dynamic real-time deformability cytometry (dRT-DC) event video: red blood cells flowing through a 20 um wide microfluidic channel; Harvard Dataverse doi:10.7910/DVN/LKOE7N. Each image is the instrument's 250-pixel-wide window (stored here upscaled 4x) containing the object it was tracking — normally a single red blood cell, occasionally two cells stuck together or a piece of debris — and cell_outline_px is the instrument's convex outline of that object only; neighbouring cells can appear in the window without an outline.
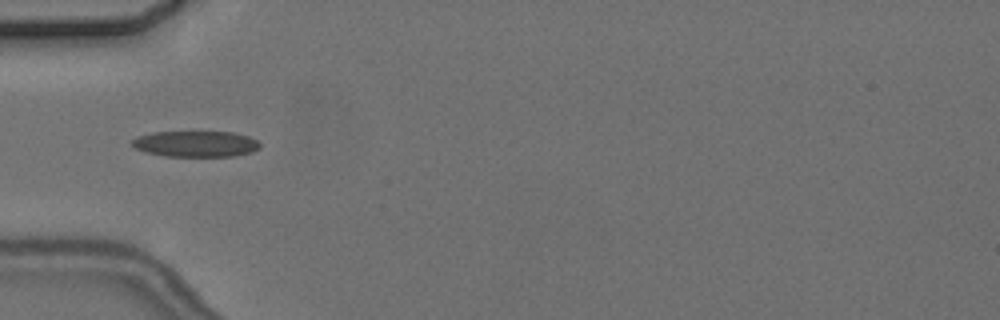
{"species": "common noctule bat (a hibernating species)", "species_latin": "Nyctalus noctula", "temperature_condition": "cold", "stored_images_in_passage": 8, "camera_frame_rate_fps": 3000, "um_per_image_px": 0.085, "animal": {"sex": "female", "body_mass_g": 24.6, "forearm_length_mm": 56.2}, "frame": {"image": 1, "passage_image": 6, "time_ms": 6.667, "image_size_px": [1000, 320], "cell_outline_px": [[260, 148], [252, 152], [232, 156], [164, 156], [144, 152], [136, 148], [132, 144], [132, 140], [136, 136], [152, 132], [232, 132], [248, 136], [256, 140], [260, 144]], "centroid_in_image_um": [16.62, 12.23], "position_along_channel_um": 68.4, "area_um2": 19.36}}
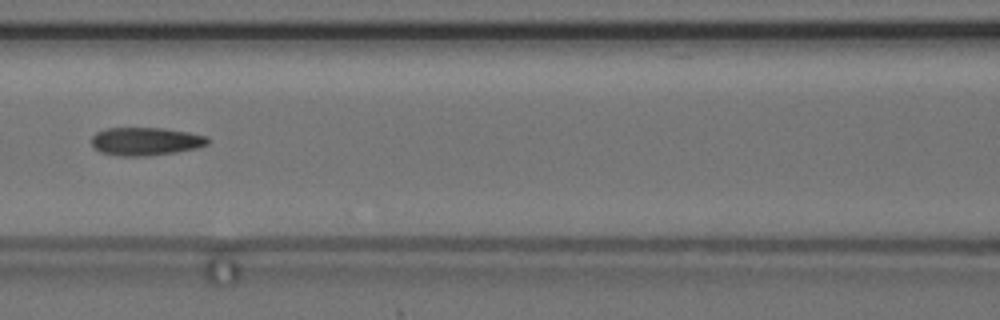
{"frame": {"image": 2, "passage_image": 8, "time_ms": 9.0, "image_size_px": [1000, 320], "cell_outline_px": [[208, 144], [196, 148], [176, 152], [148, 156], [120, 156], [100, 152], [92, 144], [92, 136], [96, 132], [108, 128], [160, 128], [188, 132], [208, 136]], "centroid_in_image_um": [12.38, 12.02], "position_along_channel_um": 154.2, "area_um2": 18.96}}